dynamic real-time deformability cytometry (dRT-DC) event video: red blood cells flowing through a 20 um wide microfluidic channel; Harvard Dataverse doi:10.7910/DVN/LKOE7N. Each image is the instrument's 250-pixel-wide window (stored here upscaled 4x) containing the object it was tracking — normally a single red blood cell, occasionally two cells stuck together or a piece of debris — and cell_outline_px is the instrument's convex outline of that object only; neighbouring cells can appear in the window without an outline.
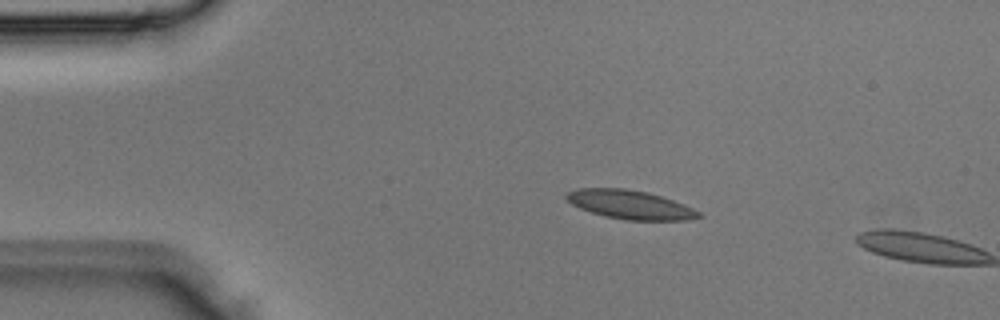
{"species": "Egyptian fruit bat (a non-hibernating species)", "species_latin": "Rousettus aegyptiacus", "temperature_condition": "room temperature", "stored_images_in_passage": 4, "camera_frame_rate_fps": 3000, "um_per_image_px": 0.085, "animal": {"sex": "male"}, "frame": {"image": 1, "passage_image": 3, "time_ms": 0.667, "image_size_px": [1000, 320], "cell_outline_px": [[704, 216], [684, 220], [624, 220], [604, 216], [580, 208], [572, 204], [564, 196], [568, 192], [580, 188], [624, 188], [648, 192], [672, 200], [692, 208], [700, 212]], "centroid_in_image_um": [53.55, 17.39], "position_along_channel_um": 31.5, "area_um2": 22.02}}